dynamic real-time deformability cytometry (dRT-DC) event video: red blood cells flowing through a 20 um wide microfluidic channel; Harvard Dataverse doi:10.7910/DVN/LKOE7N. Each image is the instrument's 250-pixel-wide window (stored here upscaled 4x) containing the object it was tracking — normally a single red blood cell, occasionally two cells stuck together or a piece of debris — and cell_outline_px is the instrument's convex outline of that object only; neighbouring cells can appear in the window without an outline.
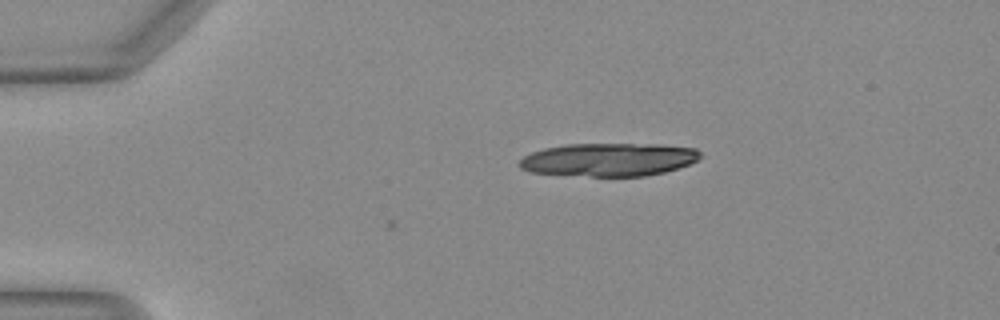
{"species": "Egyptian fruit bat (a non-hibernating species)", "species_latin": "Rousettus aegyptiacus", "temperature_condition": "warm", "stored_images_in_passage": 3, "camera_frame_rate_fps": 3000, "um_per_image_px": 0.085, "animal": {"sex": "female"}, "frame": {"image": 1, "passage_image": 1, "time_ms": 0.0, "image_size_px": [1000, 320], "cell_outline_px": [[700, 156], [696, 160], [688, 164], [664, 172], [644, 176], [588, 176], [528, 172], [520, 168], [516, 164], [524, 156], [532, 152], [544, 148], [564, 144], [656, 144], [696, 148], [700, 152]], "centroid_in_image_um": [51.69, 13.56], "position_along_channel_um": 33.3, "area_um2": 34.97}}